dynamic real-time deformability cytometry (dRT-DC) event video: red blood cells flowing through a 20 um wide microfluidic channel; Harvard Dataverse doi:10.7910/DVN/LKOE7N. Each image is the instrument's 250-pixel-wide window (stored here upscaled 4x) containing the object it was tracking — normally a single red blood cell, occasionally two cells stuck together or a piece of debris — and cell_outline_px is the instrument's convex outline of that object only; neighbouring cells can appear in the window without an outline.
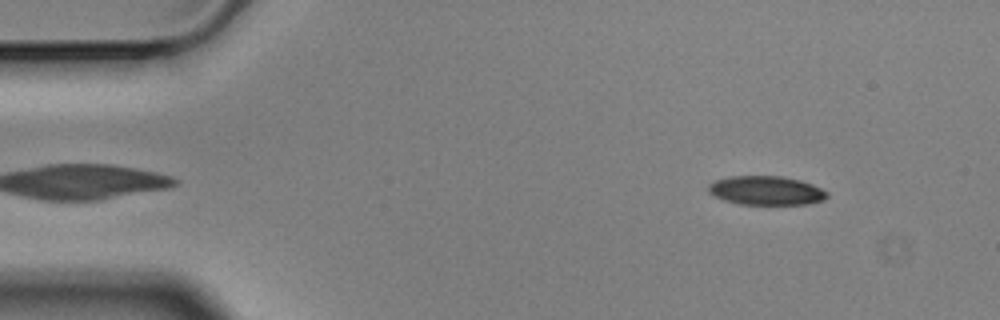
{"species": "Egyptian fruit bat (a non-hibernating species)", "species_latin": "Rousettus aegyptiacus", "temperature_condition": "cold", "stored_images_in_passage": 53, "camera_frame_rate_fps": 3000, "um_per_image_px": 0.085, "animal": {"sex": "male"}, "frame": {"image": 1, "passage_image": 3, "time_ms": 0.667, "image_size_px": [1000, 320], "cell_outline_px": [[828, 196], [824, 200], [808, 204], [740, 204], [724, 200], [708, 192], [708, 184], [716, 180], [728, 176], [780, 176], [800, 180], [812, 184], [828, 192]], "centroid_in_image_um": [65.13, 16.19], "position_along_channel_um": 19.9, "area_um2": 20.0}}
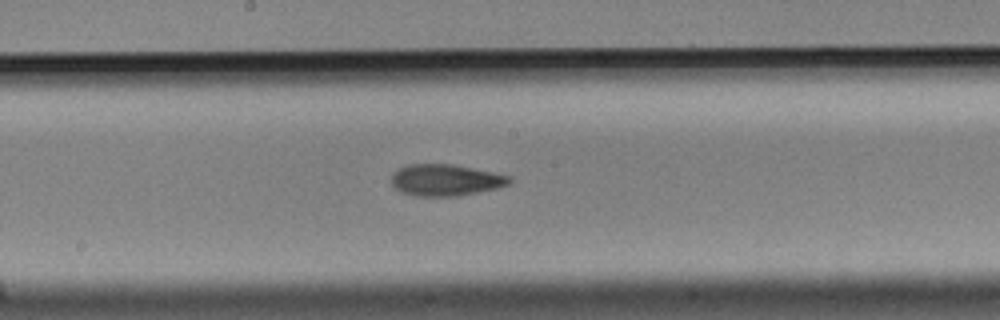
{"frame": {"image": 2, "passage_image": 26, "time_ms": 8.333, "image_size_px": [1000, 320], "cell_outline_px": [[512, 180], [508, 184], [496, 188], [456, 196], [416, 196], [400, 192], [392, 184], [392, 172], [396, 168], [408, 164], [452, 164], [512, 176]], "centroid_in_image_um": [37.83, 15.29], "position_along_channel_um": 210.4, "area_um2": 21.68}}
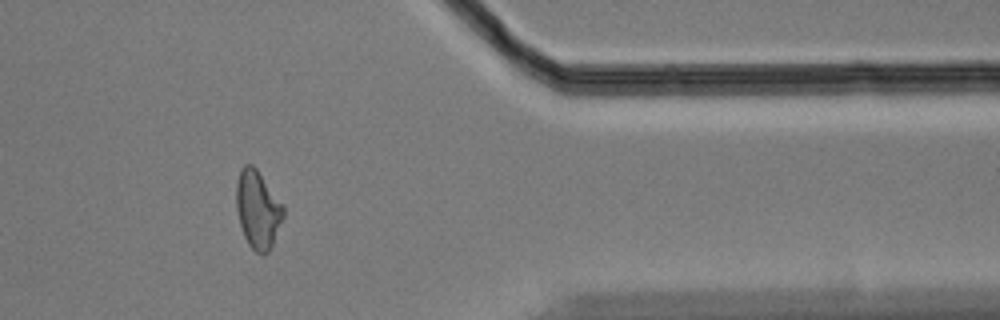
{"frame": {"image": 3, "passage_image": 43, "time_ms": 14.0, "image_size_px": [1000, 320], "cell_outline_px": [[284, 216], [272, 244], [268, 252], [256, 252], [248, 244], [244, 236], [240, 224], [236, 208], [236, 180], [240, 168], [244, 164], [252, 164], [256, 168], [284, 204]], "centroid_in_image_um": [21.9, 17.75], "position_along_channel_um": 389.5, "area_um2": 21.39}, "authors_computed_cell_mechanics": {"area_um2": 21.386, "velocity_mm_per_s": 3.5313, "shape_relaxation_time_tau1_ms": 6.8697, "shape_relaxation_time_tau2_ms": 4.467, "deformation_change_tau1": 0.1697, "deformation_change_tau2": 0.1199}}